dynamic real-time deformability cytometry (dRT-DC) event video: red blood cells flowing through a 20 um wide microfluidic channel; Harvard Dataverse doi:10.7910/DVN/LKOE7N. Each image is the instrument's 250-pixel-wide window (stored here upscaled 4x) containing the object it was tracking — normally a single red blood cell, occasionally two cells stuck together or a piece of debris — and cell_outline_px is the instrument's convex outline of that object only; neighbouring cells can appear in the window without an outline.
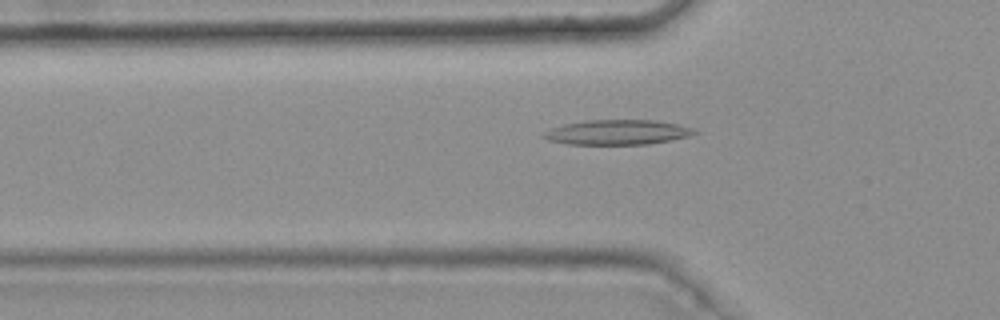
{"species": "common noctule bat (a hibernating species)", "species_latin": "Nyctalus noctula", "temperature_condition": "warm", "stored_images_in_passage": 40, "camera_frame_rate_fps": 3000, "um_per_image_px": 0.085, "animal": {"sex": "female", "body_mass_g": 25.1}, "frame": {"image": 1, "passage_image": 9, "time_ms": 2.667, "image_size_px": [1000, 320], "cell_outline_px": [[700, 132], [688, 136], [672, 140], [648, 144], [568, 144], [548, 140], [540, 136], [544, 132], [552, 128], [564, 124], [588, 120], [656, 120], [696, 128]], "centroid_in_image_um": [52.51, 11.24], "position_along_channel_um": 73.3, "area_um2": 21.91}}
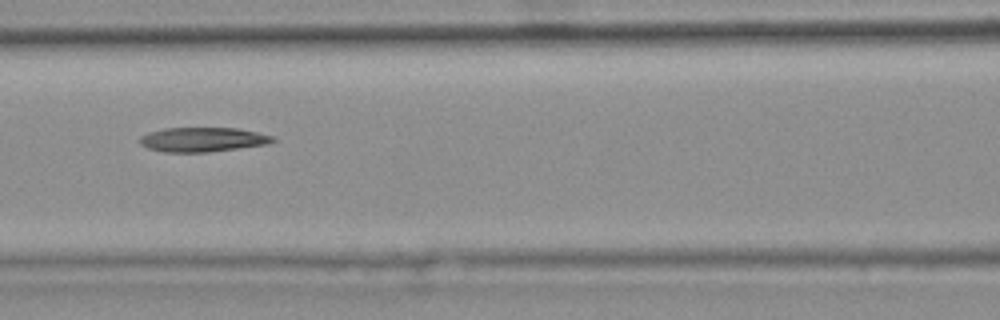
{"frame": {"image": 2, "passage_image": 15, "time_ms": 4.667, "image_size_px": [1000, 320], "cell_outline_px": [[276, 140], [268, 144], [208, 152], [164, 152], [148, 148], [140, 144], [140, 136], [148, 132], [164, 128], [236, 128], [276, 136]], "centroid_in_image_um": [17.23, 11.86], "position_along_channel_um": 149.4, "area_um2": 18.96}}
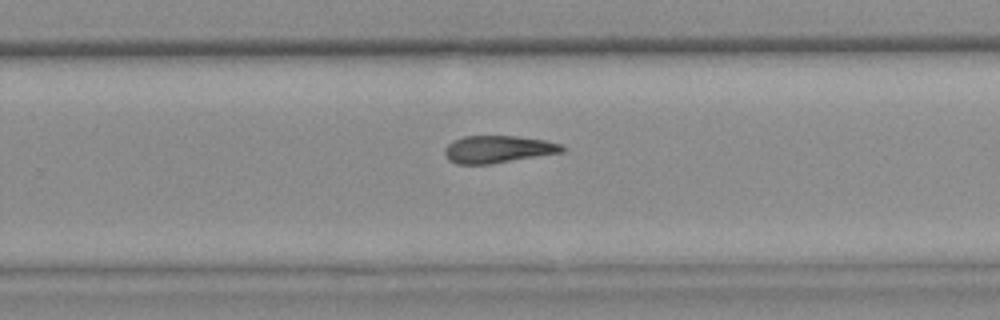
{"frame": {"image": 3, "passage_image": 26, "time_ms": 8.333, "image_size_px": [1000, 320], "cell_outline_px": [[568, 148], [564, 152], [492, 164], [456, 164], [448, 160], [444, 152], [444, 148], [452, 140], [464, 136], [516, 136], [544, 140], [560, 144]], "centroid_in_image_um": [42.33, 12.69], "position_along_channel_um": 287.5, "area_um2": 18.9}}